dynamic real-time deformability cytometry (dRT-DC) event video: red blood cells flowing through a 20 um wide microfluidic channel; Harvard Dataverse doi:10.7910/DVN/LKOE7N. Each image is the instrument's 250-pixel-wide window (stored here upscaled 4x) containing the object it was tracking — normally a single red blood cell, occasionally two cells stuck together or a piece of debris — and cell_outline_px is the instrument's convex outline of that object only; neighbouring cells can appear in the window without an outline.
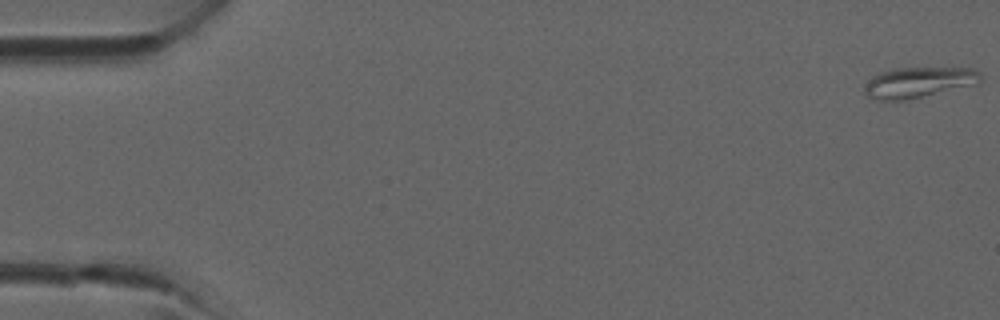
{"species": "common noctule bat (a hibernating species)", "species_latin": "Nyctalus noctula", "temperature_condition": "room temperature", "stored_images_in_passage": 42, "camera_frame_rate_fps": 3000, "um_per_image_px": 0.085, "animal": {"sex": "male", "forearm_length_mm": 52.5}, "frame": {"image": 1, "passage_image": 1, "time_ms": 0.0, "image_size_px": [1000, 320], "cell_outline_px": [[980, 80], [976, 84], [908, 100], [876, 100], [868, 96], [864, 92], [864, 88], [868, 80], [872, 76], [880, 72], [892, 68], [972, 68], [980, 72]], "centroid_in_image_um": [78.04, 7.0], "position_along_channel_um": 7.0, "area_um2": 20.69}}
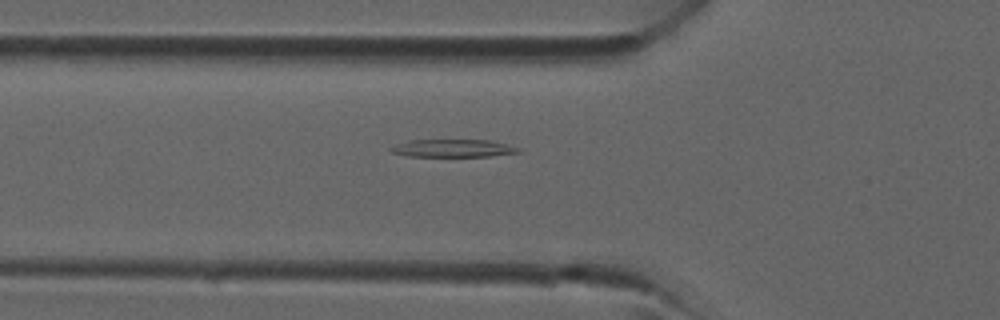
{"frame": {"image": 2, "passage_image": 15, "time_ms": 4.667, "image_size_px": [1000, 320], "cell_outline_px": [[520, 152], [488, 156], [408, 156], [392, 152], [388, 148], [412, 140], [488, 140], [520, 148]], "centroid_in_image_um": [38.51, 12.6], "position_along_channel_um": 87.3, "area_um2": 12.77}}
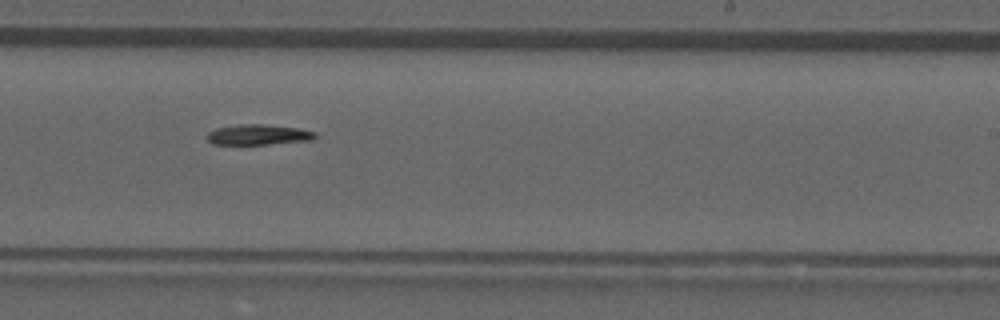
{"frame": {"image": 3, "passage_image": 26, "time_ms": 8.333, "image_size_px": [1000, 320], "cell_outline_px": [[316, 136], [312, 140], [268, 144], [212, 144], [204, 136], [208, 132], [216, 128], [236, 124], [264, 124], [300, 128], [316, 132]], "centroid_in_image_um": [21.93, 11.44], "position_along_channel_um": 267.1, "area_um2": 13.01}}